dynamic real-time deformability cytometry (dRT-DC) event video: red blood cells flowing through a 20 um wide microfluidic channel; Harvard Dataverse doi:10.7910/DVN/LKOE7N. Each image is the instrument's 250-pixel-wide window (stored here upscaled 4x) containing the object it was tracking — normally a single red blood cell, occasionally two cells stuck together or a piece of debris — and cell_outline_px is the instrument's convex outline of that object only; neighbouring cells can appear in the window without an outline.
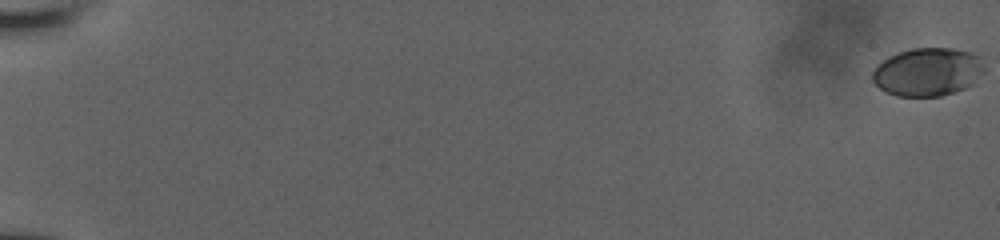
{"species": "human", "species_latin": "Homo sapiens", "temperature_condition": "room temperature", "stored_images_in_passage": 59, "camera_frame_rate_fps": 3000, "um_per_image_px": 0.085, "donor": {"sex": "male"}, "frame": {"image": 1, "passage_image": 1, "time_ms": 0.0, "image_size_px": [1000, 240], "cell_outline_px": [[984, 68], [972, 84], [964, 88], [940, 96], [896, 96], [880, 88], [872, 80], [872, 72], [876, 64], [888, 56], [912, 48], [952, 48], [968, 52], [980, 56]], "centroid_in_image_um": [78.81, 6.1], "position_along_channel_um": 6.2, "area_um2": 31.21}}
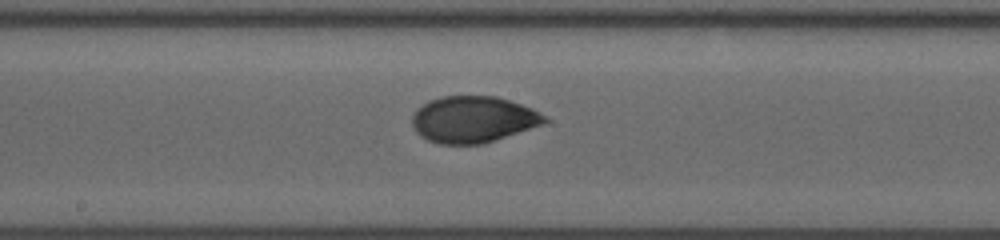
{"frame": {"image": 2, "passage_image": 35, "time_ms": 11.333, "image_size_px": [1000, 240], "cell_outline_px": [[548, 120], [544, 124], [484, 144], [440, 144], [428, 140], [420, 136], [416, 132], [412, 124], [412, 116], [416, 108], [428, 100], [440, 96], [496, 96], [532, 108], [548, 116]], "centroid_in_image_um": [40.21, 10.15], "position_along_channel_um": 208.0, "area_um2": 36.18}}
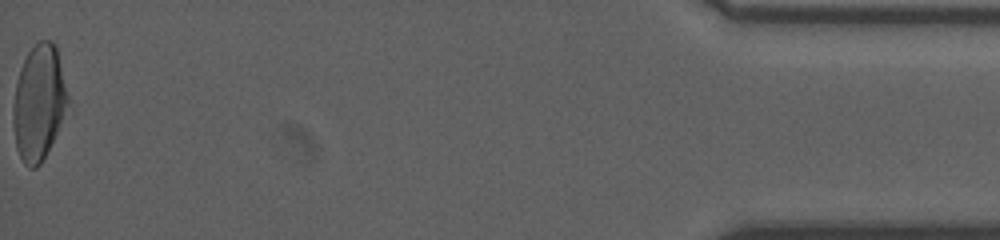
{"frame": {"image": 3, "passage_image": 59, "time_ms": 19.333, "image_size_px": [1000, 240], "cell_outline_px": [[68, 100], [56, 132], [40, 164], [36, 168], [28, 168], [24, 164], [16, 148], [12, 120], [12, 108], [16, 84], [20, 68], [28, 52], [40, 40], [52, 40], [56, 44], [68, 96]], "centroid_in_image_um": [3.26, 8.7], "position_along_channel_um": 431.9, "area_um2": 36.18}, "authors_computed_cell_mechanics": {"area_um2": 34.5644, "velocity_mm_per_s": 3.8884, "shape_relaxation_time_tau1_ms": 4.0827, "shape_relaxation_time_tau2_ms": 1.3876, "deformation_change_tau1": 0.1484, "deformation_change_tau2": 0.0459}}